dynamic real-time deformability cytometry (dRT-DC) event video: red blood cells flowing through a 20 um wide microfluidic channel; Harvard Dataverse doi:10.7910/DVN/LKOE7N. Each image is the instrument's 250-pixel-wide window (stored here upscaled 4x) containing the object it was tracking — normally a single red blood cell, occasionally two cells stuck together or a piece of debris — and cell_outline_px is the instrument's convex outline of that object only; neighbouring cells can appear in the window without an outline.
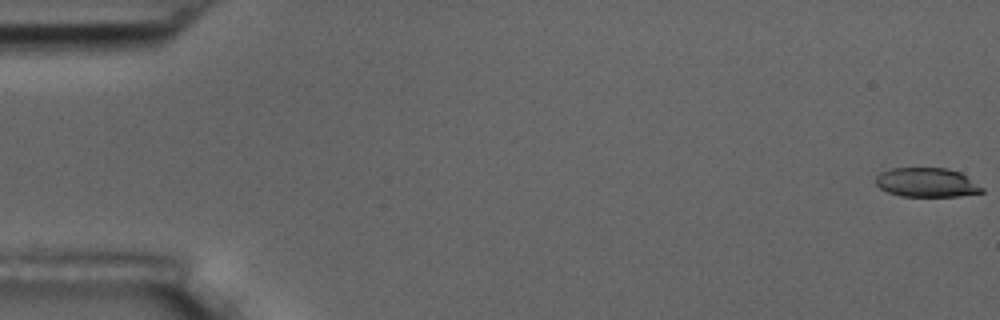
{"species": "common noctule bat (a hibernating species)", "species_latin": "Nyctalus noctula", "temperature_condition": "room temperature", "stored_images_in_passage": 7, "camera_frame_rate_fps": 3000, "um_per_image_px": 0.085, "animal": {"sex": "male", "body_mass_g": 17.5, "forearm_length_mm": 52.3}, "frame": {"image": 1, "passage_image": 1, "time_ms": 0.0, "image_size_px": [1000, 320], "cell_outline_px": [[984, 192], [960, 196], [900, 196], [888, 192], [880, 188], [876, 184], [876, 176], [880, 172], [892, 168], [948, 168], [960, 172], [984, 188]], "centroid_in_image_um": [78.77, 15.51], "position_along_channel_um": 6.2, "area_um2": 18.09}}
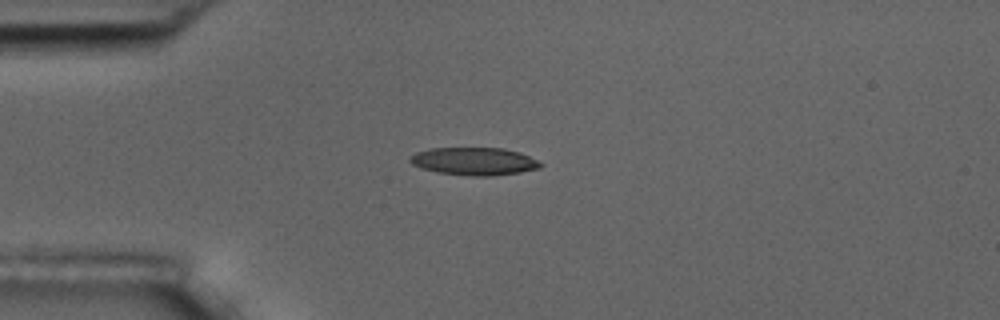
{"frame": {"image": 2, "passage_image": 5, "time_ms": 4.667, "image_size_px": [1000, 320], "cell_outline_px": [[544, 164], [540, 168], [520, 172], [488, 176], [468, 176], [436, 172], [420, 168], [412, 164], [408, 160], [416, 152], [428, 148], [504, 148], [520, 152]], "centroid_in_image_um": [40.28, 13.71], "position_along_channel_um": 44.7, "area_um2": 21.15}}